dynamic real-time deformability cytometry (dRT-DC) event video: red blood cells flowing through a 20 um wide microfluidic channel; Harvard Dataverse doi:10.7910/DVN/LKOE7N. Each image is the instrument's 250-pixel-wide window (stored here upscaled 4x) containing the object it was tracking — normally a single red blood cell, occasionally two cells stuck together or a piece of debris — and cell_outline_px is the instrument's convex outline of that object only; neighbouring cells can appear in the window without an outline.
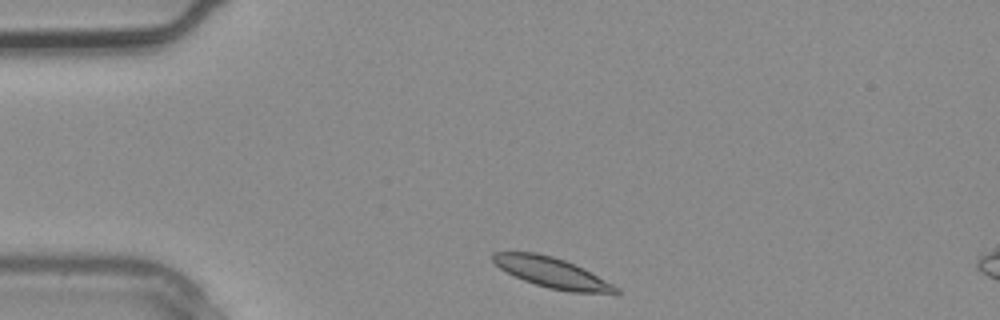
{"species": "common noctule bat (a hibernating species)", "species_latin": "Nyctalus noctula", "temperature_condition": "warm", "stored_images_in_passage": 2, "segment_of_instrument_passage": [1, 2], "camera_frame_rate_fps": 3000, "um_per_image_px": 0.085, "animal": {"sex": "male", "body_mass_g": 20.4}, "frame": {"image": 1, "passage_image": 1, "time_ms": 0.0, "image_size_px": [1000, 320], "cell_outline_px": [[620, 292], [572, 292], [548, 288], [524, 280], [500, 268], [492, 260], [492, 252], [536, 252], [552, 256], [564, 260], [584, 268], [620, 288]], "centroid_in_image_um": [46.9, 23.16], "position_along_channel_um": 38.1, "area_um2": 21.27}}